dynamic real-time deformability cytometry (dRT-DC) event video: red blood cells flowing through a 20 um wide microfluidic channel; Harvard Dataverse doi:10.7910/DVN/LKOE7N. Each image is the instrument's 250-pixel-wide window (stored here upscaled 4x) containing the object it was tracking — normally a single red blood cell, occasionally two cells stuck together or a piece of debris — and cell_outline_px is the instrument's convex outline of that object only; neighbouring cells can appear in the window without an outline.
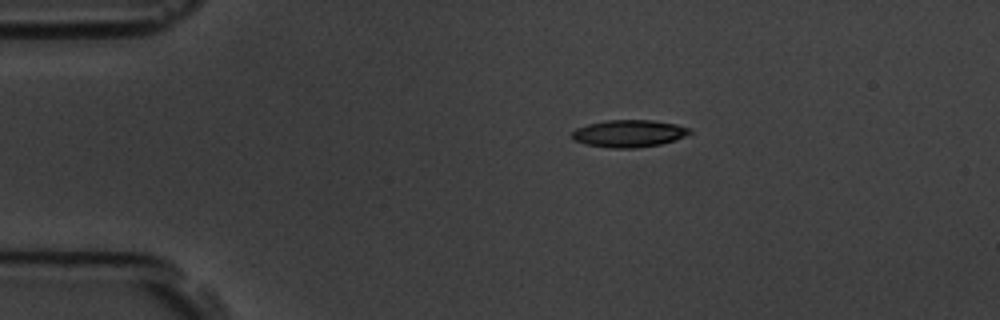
{"species": "common noctule bat (a hibernating species)", "species_latin": "Nyctalus noctula", "temperature_condition": "room temperature", "stored_images_in_passage": 6, "camera_frame_rate_fps": 3000, "um_per_image_px": 0.085, "animal": {"sex": "male", "body_mass_g": 19.5, "forearm_length_mm": 54.6}, "frame": {"image": 1, "passage_image": 1, "time_ms": 0.0, "image_size_px": [1000, 320], "cell_outline_px": [[692, 132], [684, 136], [660, 144], [636, 148], [616, 148], [588, 144], [576, 140], [572, 136], [572, 132], [576, 128], [588, 124], [608, 120], [652, 120], [676, 124], [692, 128]], "centroid_in_image_um": [53.49, 11.33], "position_along_channel_um": 31.5, "area_um2": 18.38}}
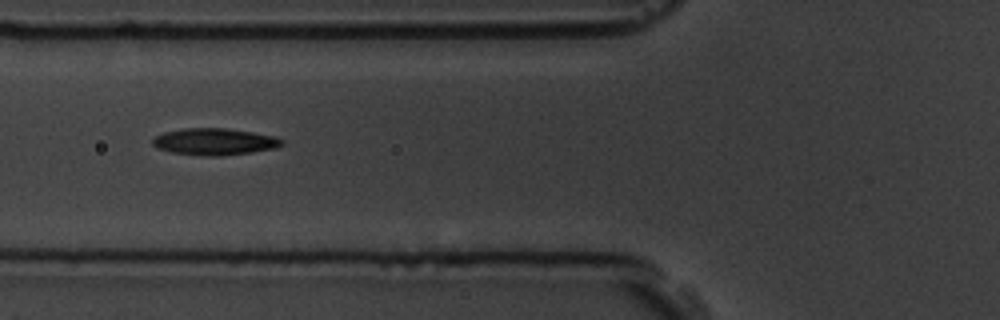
{"frame": {"image": 2, "passage_image": 4, "time_ms": 3.333, "image_size_px": [1000, 320], "cell_outline_px": [[284, 144], [272, 148], [252, 152], [220, 156], [208, 156], [172, 152], [160, 148], [152, 144], [152, 140], [156, 136], [164, 132], [184, 128], [224, 128], [252, 132], [276, 136], [284, 140]], "centroid_in_image_um": [18.26, 12.03], "position_along_channel_um": 107.5, "area_um2": 19.94}}
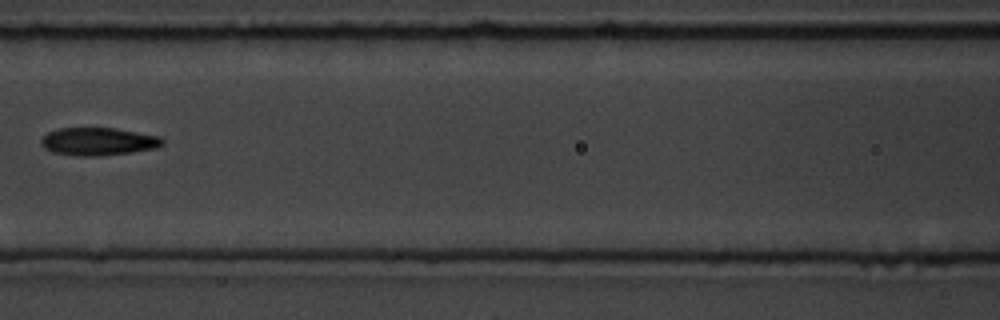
{"frame": {"image": 3, "passage_image": 5, "time_ms": 4.667, "image_size_px": [1000, 320], "cell_outline_px": [[164, 144], [156, 148], [132, 152], [96, 156], [76, 156], [52, 152], [44, 148], [40, 144], [40, 140], [48, 132], [60, 128], [116, 128], [160, 136], [164, 140]], "centroid_in_image_um": [8.35, 12.03], "position_along_channel_um": 158.2, "area_um2": 19.77}}